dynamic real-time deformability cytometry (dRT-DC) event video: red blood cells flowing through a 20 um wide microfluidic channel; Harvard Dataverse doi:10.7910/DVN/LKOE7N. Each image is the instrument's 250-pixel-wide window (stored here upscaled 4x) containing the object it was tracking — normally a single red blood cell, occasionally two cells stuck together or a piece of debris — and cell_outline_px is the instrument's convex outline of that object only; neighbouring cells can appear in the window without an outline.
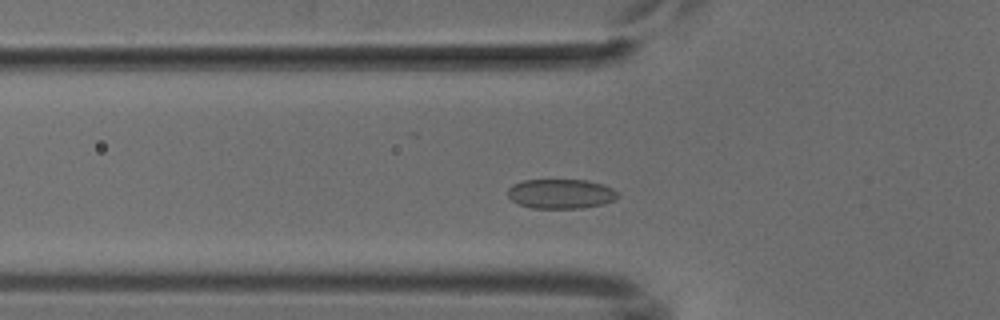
{"species": "common noctule bat (a hibernating species)", "species_latin": "Nyctalus noctula", "temperature_condition": "cold", "stored_images_in_passage": 47, "camera_frame_rate_fps": 3000, "um_per_image_px": 0.085, "animal": {"sex": "male", "body_mass_g": 18.8}, "frame": {"image": 1, "passage_image": 12, "time_ms": 3.667, "image_size_px": [1000, 320], "cell_outline_px": [[620, 196], [616, 200], [604, 204], [580, 208], [532, 208], [520, 204], [512, 200], [508, 196], [508, 188], [512, 184], [524, 180], [588, 180], [612, 188]], "centroid_in_image_um": [47.68, 16.47], "position_along_channel_um": 78.1, "area_um2": 18.96}}
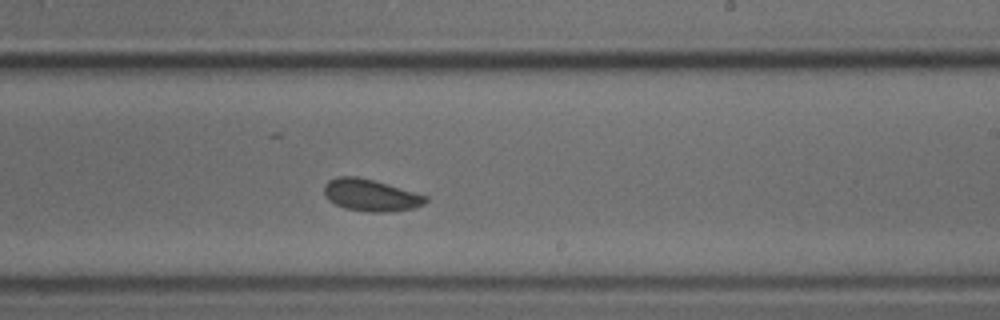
{"frame": {"image": 2, "passage_image": 26, "time_ms": 8.333, "image_size_px": [1000, 320], "cell_outline_px": [[428, 200], [424, 204], [416, 208], [388, 212], [368, 212], [344, 208], [328, 200], [324, 192], [324, 184], [328, 180], [336, 176], [356, 176], [388, 184], [428, 196]], "centroid_in_image_um": [31.51, 16.59], "position_along_channel_um": 257.5, "area_um2": 19.02}}
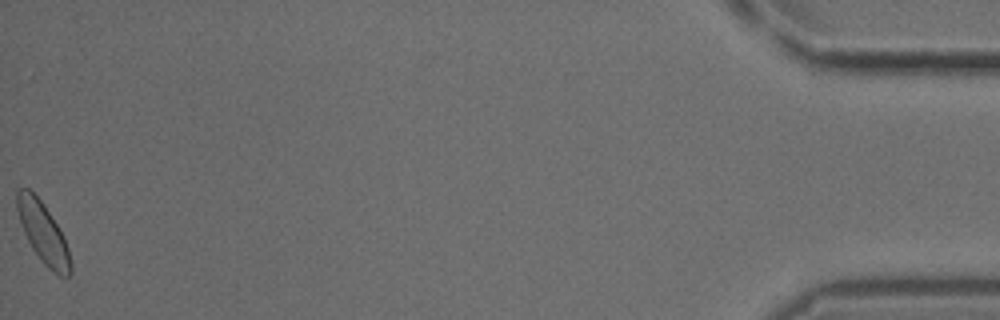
{"frame": {"image": 3, "passage_image": 47, "time_ms": 15.333, "image_size_px": [1000, 320], "cell_outline_px": [[72, 276], [60, 276], [52, 272], [44, 264], [32, 248], [24, 232], [16, 208], [16, 192], [20, 188], [28, 188], [40, 200], [60, 228], [64, 236], [68, 248], [72, 264]], "centroid_in_image_um": [3.69, 19.83], "position_along_channel_um": 431.5, "area_um2": 18.84}}